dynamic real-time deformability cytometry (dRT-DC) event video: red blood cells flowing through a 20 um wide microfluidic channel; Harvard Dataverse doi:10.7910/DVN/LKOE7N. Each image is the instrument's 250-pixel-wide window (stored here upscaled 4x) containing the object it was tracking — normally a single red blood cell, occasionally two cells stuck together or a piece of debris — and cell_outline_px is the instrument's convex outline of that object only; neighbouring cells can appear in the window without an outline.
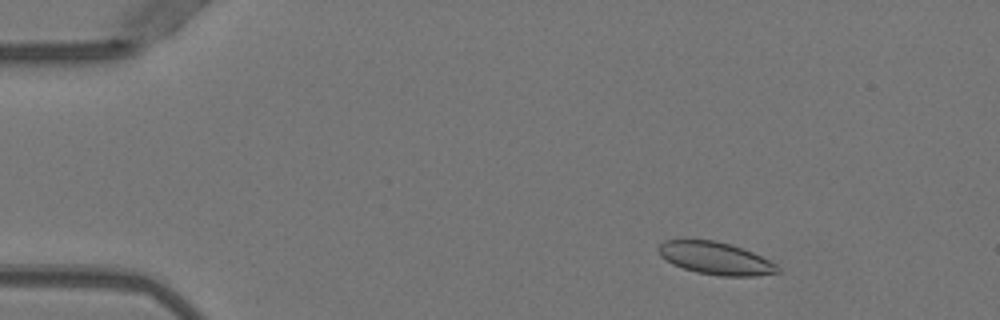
{"species": "Egyptian fruit bat (a non-hibernating species)", "species_latin": "Rousettus aegyptiacus", "temperature_condition": "warm", "stored_images_in_passage": 5, "camera_frame_rate_fps": 3000, "um_per_image_px": 0.085, "animal": {"sex": "female"}, "frame": {"image": 1, "passage_image": 2, "time_ms": 0.333, "image_size_px": [1000, 320], "cell_outline_px": [[780, 272], [756, 276], [720, 276], [696, 272], [672, 264], [660, 256], [656, 248], [664, 240], [716, 240], [732, 244], [752, 252], [776, 264], [780, 268]], "centroid_in_image_um": [60.8, 21.95], "position_along_channel_um": 24.2, "area_um2": 22.6}}
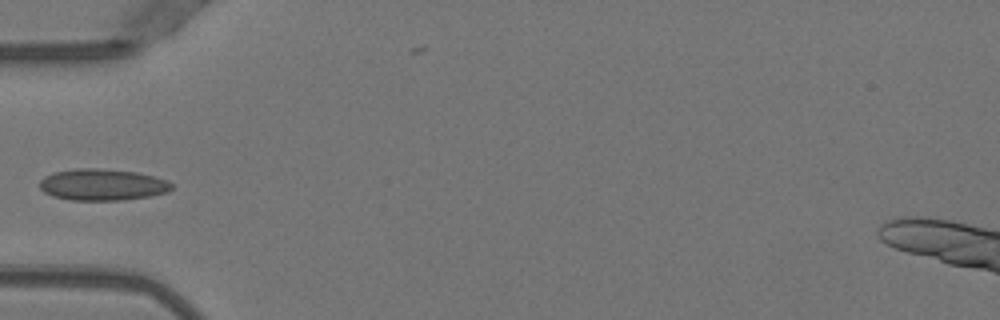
{"frame": {"image": 2, "passage_image": 5, "time_ms": 1.333, "image_size_px": [1000, 320], "cell_outline_px": [[172, 188], [168, 192], [148, 196], [120, 200], [72, 200], [52, 196], [44, 192], [40, 188], [40, 180], [44, 176], [52, 172], [76, 168], [100, 168], [136, 172], [156, 176], [168, 180], [172, 184]], "centroid_in_image_um": [8.69, 15.68], "position_along_channel_um": 76.3, "area_um2": 24.39}}